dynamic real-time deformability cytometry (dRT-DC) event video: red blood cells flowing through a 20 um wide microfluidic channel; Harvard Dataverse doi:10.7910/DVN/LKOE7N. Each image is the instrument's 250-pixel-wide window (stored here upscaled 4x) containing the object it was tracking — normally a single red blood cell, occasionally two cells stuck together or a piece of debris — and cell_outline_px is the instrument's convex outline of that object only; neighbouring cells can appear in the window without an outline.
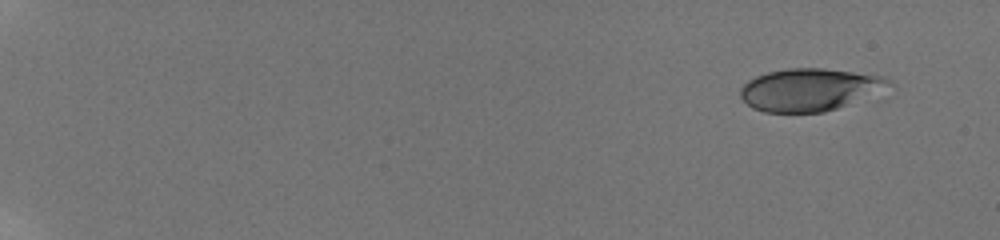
{"species": "human", "species_latin": "Homo sapiens", "temperature_condition": "room temperature", "stored_images_in_passage": 20, "camera_frame_rate_fps": 3000, "um_per_image_px": 0.085, "donor": {"sex": "male"}, "frame": {"image": 1, "passage_image": 1, "time_ms": 0.0, "image_size_px": [1000, 240], "cell_outline_px": [[892, 84], [836, 108], [824, 112], [764, 112], [752, 108], [740, 96], [740, 88], [748, 80], [756, 76], [768, 72], [788, 68], [824, 68], [884, 76], [892, 80]], "centroid_in_image_um": [68.73, 7.6], "position_along_channel_um": 16.3, "area_um2": 36.01}}
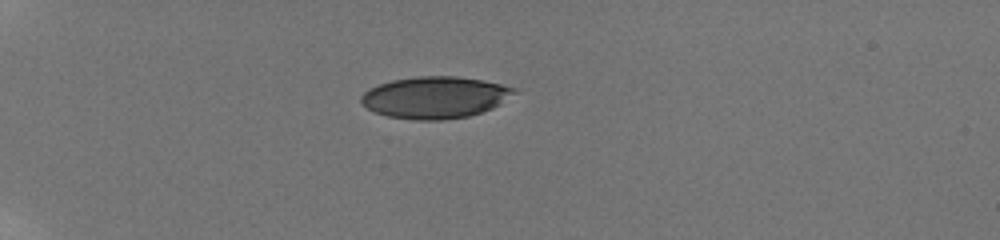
{"frame": {"image": 2, "passage_image": 10, "time_ms": 4.667, "image_size_px": [1000, 240], "cell_outline_px": [[520, 92], [500, 104], [492, 108], [468, 116], [444, 120], [416, 120], [388, 116], [376, 112], [368, 108], [360, 100], [360, 96], [364, 92], [380, 84], [392, 80], [416, 76], [456, 76], [484, 80], [520, 88]], "centroid_in_image_um": [37.06, 8.27], "position_along_channel_um": 47.9, "area_um2": 37.45}}
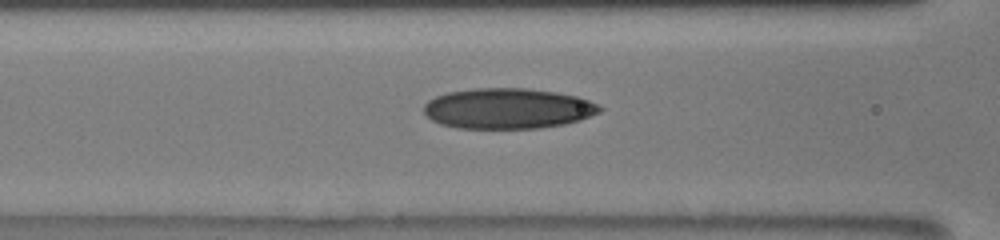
{"frame": {"image": 3, "passage_image": 19, "time_ms": 8.0, "image_size_px": [1000, 240], "cell_outline_px": [[604, 108], [600, 112], [580, 120], [564, 124], [540, 128], [456, 128], [440, 124], [432, 120], [424, 112], [424, 104], [428, 100], [436, 96], [448, 92], [472, 88], [528, 88], [556, 92], [576, 96], [588, 100]], "centroid_in_image_um": [43.15, 9.22], "position_along_channel_um": 123.4, "area_um2": 41.62}}